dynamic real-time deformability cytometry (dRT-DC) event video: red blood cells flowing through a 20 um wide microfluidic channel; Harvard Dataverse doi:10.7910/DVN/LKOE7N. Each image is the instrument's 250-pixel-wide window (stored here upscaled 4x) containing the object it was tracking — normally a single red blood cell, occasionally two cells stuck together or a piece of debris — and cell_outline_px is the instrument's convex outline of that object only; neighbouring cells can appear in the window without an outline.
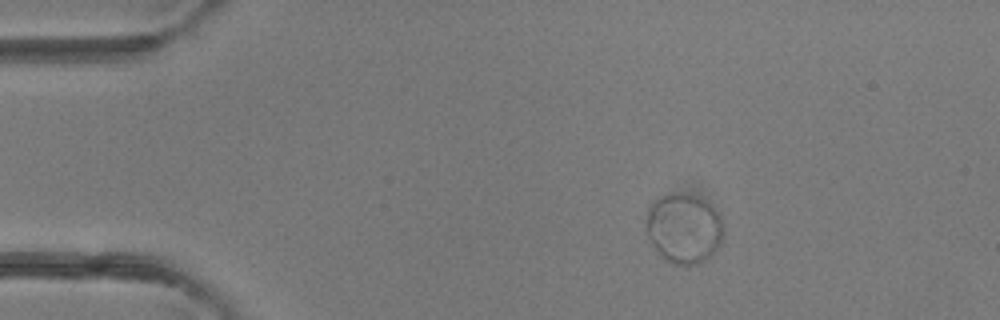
{"species": "common noctule bat (a hibernating species)", "species_latin": "Nyctalus noctula", "temperature_condition": "room temperature", "stored_images_in_passage": 2, "camera_frame_rate_fps": 3000, "um_per_image_px": 0.085, "animal": {"sex": "female"}, "frame": {"image": 1, "passage_image": 1, "time_ms": 0.0, "image_size_px": [1000, 320], "cell_outline_px": [[724, 244], [708, 260], [700, 264], [688, 268], [672, 264], [664, 260], [648, 244], [648, 212], [652, 204], [656, 200], [664, 196], [692, 196], [708, 204], [720, 216], [724, 232]], "centroid_in_image_um": [58.17, 19.58], "position_along_channel_um": 26.8, "area_um2": 31.62}}